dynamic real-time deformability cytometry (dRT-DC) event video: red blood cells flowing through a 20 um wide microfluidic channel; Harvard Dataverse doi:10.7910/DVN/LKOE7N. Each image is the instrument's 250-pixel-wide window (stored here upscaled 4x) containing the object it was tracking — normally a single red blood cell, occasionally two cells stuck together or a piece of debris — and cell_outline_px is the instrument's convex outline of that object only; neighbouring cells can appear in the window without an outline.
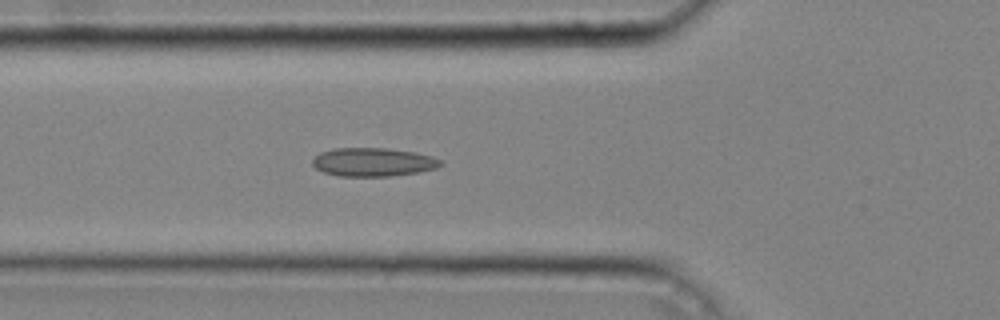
{"species": "common noctule bat (a hibernating species)", "species_latin": "Nyctalus noctula", "temperature_condition": "cold", "stored_images_in_passage": 44, "camera_frame_rate_fps": 3000, "um_per_image_px": 0.085, "animal": {"sex": "male", "body_mass_g": 20.4}, "frame": {"image": 1, "passage_image": 15, "time_ms": 4.667, "image_size_px": [1000, 320], "cell_outline_px": [[444, 164], [436, 168], [416, 172], [388, 176], [340, 176], [324, 172], [316, 168], [312, 164], [312, 160], [320, 152], [332, 148], [388, 148], [416, 152], [432, 156], [440, 160]], "centroid_in_image_um": [31.71, 13.76], "position_along_channel_um": 94.1, "area_um2": 21.27}}
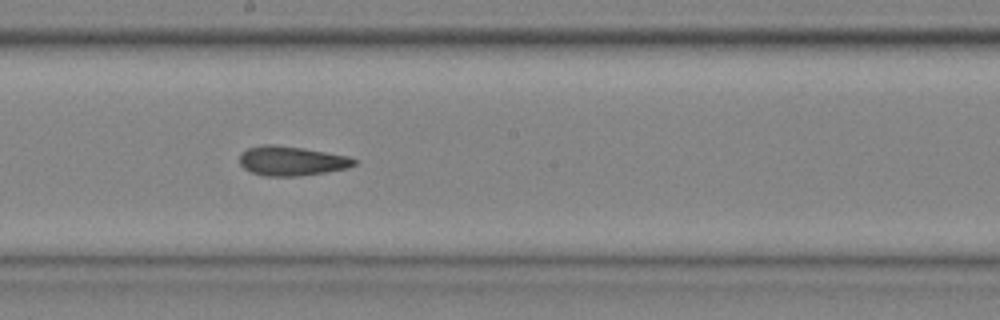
{"frame": {"image": 2, "passage_image": 24, "time_ms": 7.667, "image_size_px": [1000, 320], "cell_outline_px": [[356, 164], [348, 168], [324, 172], [296, 176], [264, 176], [252, 172], [244, 168], [240, 164], [240, 152], [248, 148], [260, 144], [276, 144], [304, 148], [348, 156], [356, 160]], "centroid_in_image_um": [24.75, 13.66], "position_along_channel_um": 223.4, "area_um2": 19.71}}
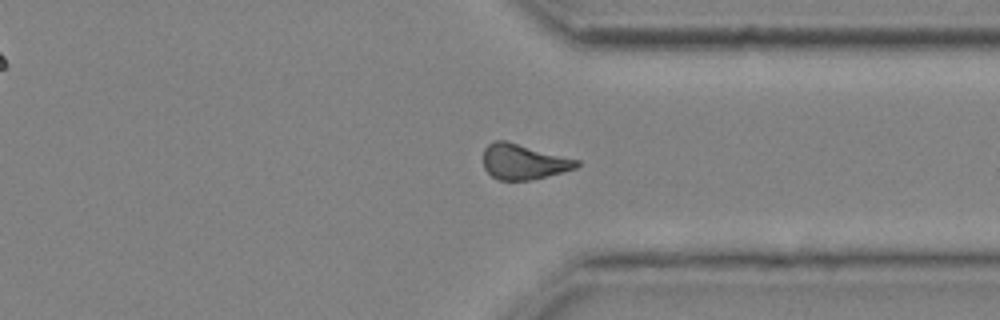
{"frame": {"image": 3, "passage_image": 34, "time_ms": 11.0, "image_size_px": [1000, 320], "cell_outline_px": [[580, 164], [576, 168], [528, 180], [500, 180], [492, 176], [484, 168], [484, 148], [488, 144], [496, 140], [504, 140], [580, 160]], "centroid_in_image_um": [44.48, 13.74], "position_along_channel_um": 366.9, "area_um2": 18.9}}